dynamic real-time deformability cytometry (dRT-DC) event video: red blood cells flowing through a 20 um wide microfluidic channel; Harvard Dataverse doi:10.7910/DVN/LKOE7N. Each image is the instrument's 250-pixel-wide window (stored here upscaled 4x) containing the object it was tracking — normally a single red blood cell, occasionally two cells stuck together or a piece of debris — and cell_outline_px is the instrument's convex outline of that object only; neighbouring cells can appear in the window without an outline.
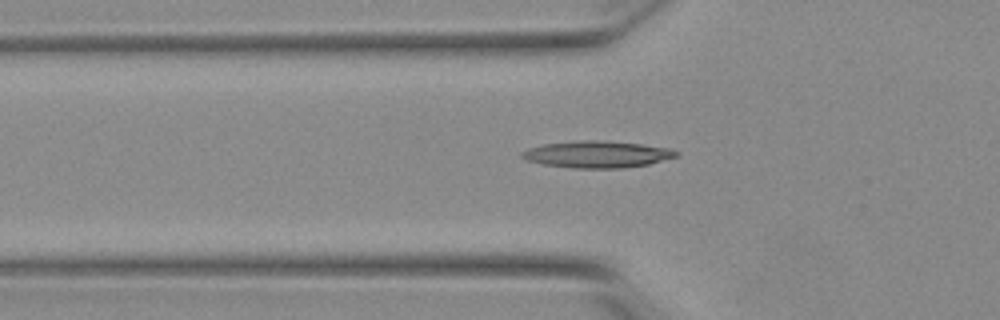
{"species": "Egyptian fruit bat (a non-hibernating species)", "species_latin": "Rousettus aegyptiacus", "temperature_condition": "warm", "stored_images_in_passage": 49, "camera_frame_rate_fps": 3000, "um_per_image_px": 0.085, "animal": {"sex": "female"}, "frame": {"image": 1, "passage_image": 19, "time_ms": 6.0, "image_size_px": [1000, 320], "cell_outline_px": [[680, 152], [676, 156], [648, 164], [620, 168], [572, 168], [544, 164], [528, 160], [520, 156], [520, 152], [528, 148], [544, 144], [576, 140], [600, 140], [640, 144], [668, 148]], "centroid_in_image_um": [50.71, 13.11], "position_along_channel_um": 75.1, "area_um2": 23.87}}
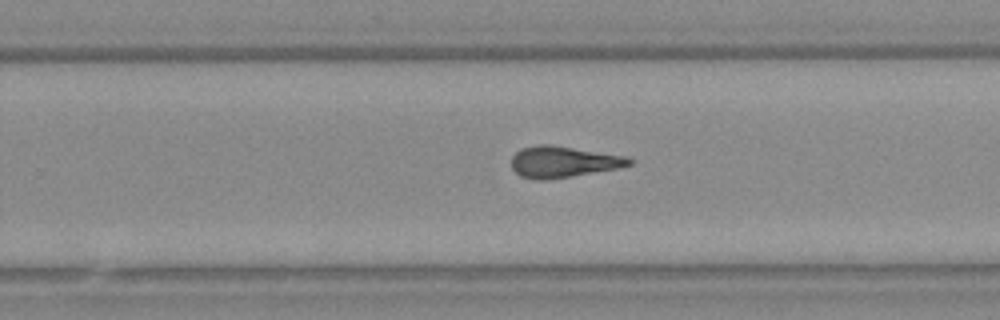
{"frame": {"image": 2, "passage_image": 35, "time_ms": 11.333, "image_size_px": [1000, 320], "cell_outline_px": [[632, 164], [616, 168], [572, 176], [544, 180], [536, 180], [520, 176], [512, 168], [512, 156], [520, 148], [536, 144], [552, 144], [628, 156], [632, 160]], "centroid_in_image_um": [47.84, 13.74], "position_along_channel_um": 282.0, "area_um2": 21.56}}
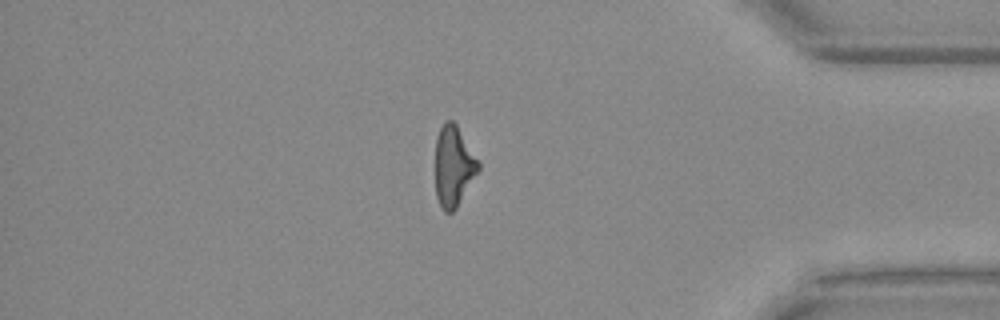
{"frame": {"image": 3, "passage_image": 46, "time_ms": 15.0, "image_size_px": [1000, 320], "cell_outline_px": [[480, 168], [456, 208], [452, 212], [444, 212], [440, 208], [436, 196], [436, 140], [440, 128], [444, 120], [452, 120], [456, 124], [480, 164]], "centroid_in_image_um": [38.53, 14.14], "position_along_channel_um": 396.7, "area_um2": 19.94}}